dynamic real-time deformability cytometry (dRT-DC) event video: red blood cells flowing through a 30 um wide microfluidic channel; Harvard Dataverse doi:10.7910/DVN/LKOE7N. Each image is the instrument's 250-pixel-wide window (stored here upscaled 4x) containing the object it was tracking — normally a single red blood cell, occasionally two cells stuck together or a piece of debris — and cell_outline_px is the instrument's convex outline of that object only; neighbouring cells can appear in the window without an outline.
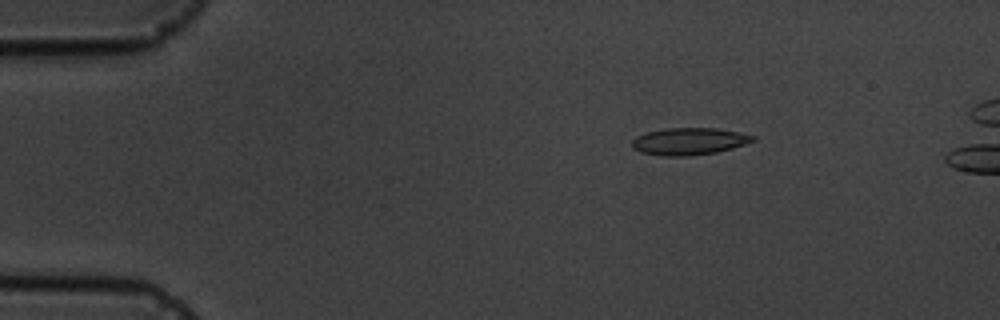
{"species": "common noctule bat (a hibernating species)", "species_latin": "Nyctalus noctula", "temperature_condition": "cold", "stored_images_in_passage": 7, "camera_frame_rate_fps": 3000, "um_per_image_px": 0.085, "animal": {"sex": "male", "body_mass_g": 19.5, "forearm_length_mm": 54.6}, "frame": {"image": 1, "passage_image": 3, "time_ms": 2.333, "image_size_px": [1000, 320], "cell_outline_px": [[756, 140], [732, 148], [716, 152], [688, 156], [660, 156], [640, 152], [632, 148], [632, 140], [636, 136], [648, 132], [664, 128], [716, 128], [740, 132], [756, 136]], "centroid_in_image_um": [58.56, 12.01], "position_along_channel_um": 26.4, "area_um2": 19.19}}
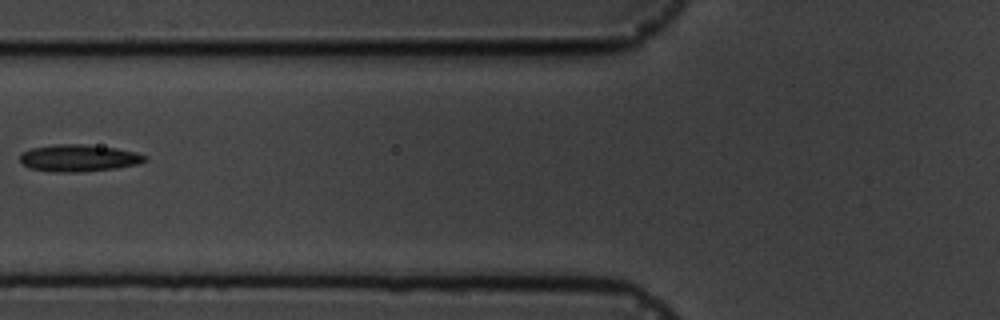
{"frame": {"image": 2, "passage_image": 6, "time_ms": 6.667, "image_size_px": [1000, 320], "cell_outline_px": [[148, 160], [136, 164], [116, 168], [80, 172], [52, 172], [28, 168], [20, 160], [20, 152], [32, 148], [56, 144], [84, 144], [116, 148], [136, 152], [148, 156]], "centroid_in_image_um": [6.69, 13.43], "position_along_channel_um": 119.1, "area_um2": 19.77}}
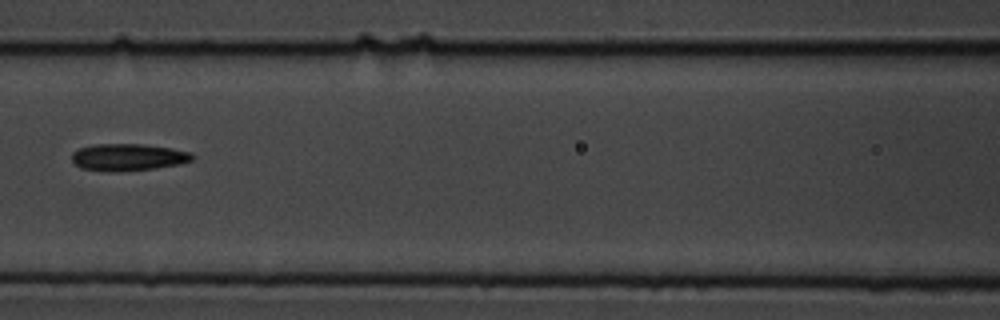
{"frame": {"image": 3, "passage_image": 7, "time_ms": 7.667, "image_size_px": [1000, 320], "cell_outline_px": [[196, 156], [192, 160], [180, 164], [152, 168], [120, 172], [112, 172], [80, 168], [72, 160], [72, 152], [80, 148], [96, 144], [144, 144], [172, 148], [192, 152]], "centroid_in_image_um": [10.91, 13.36], "position_along_channel_um": 155.7, "area_um2": 19.07}}